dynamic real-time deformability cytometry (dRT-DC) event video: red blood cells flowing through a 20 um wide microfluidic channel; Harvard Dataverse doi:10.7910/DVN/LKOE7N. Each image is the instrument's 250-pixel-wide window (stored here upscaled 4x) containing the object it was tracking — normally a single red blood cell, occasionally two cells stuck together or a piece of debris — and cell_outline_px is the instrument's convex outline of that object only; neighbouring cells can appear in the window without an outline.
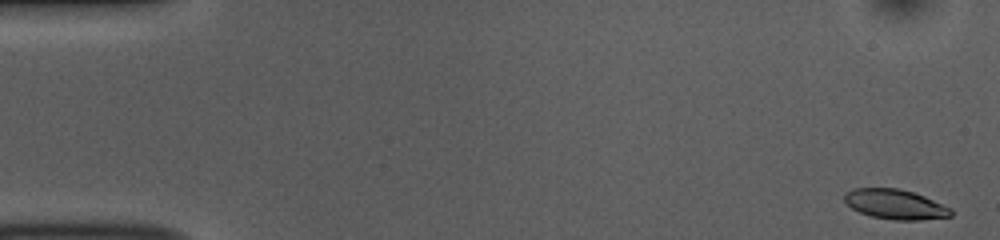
{"species": "common noctule bat (a hibernating species)", "species_latin": "Nyctalus noctula", "temperature_condition": "room temperature", "stored_images_in_passage": 53, "camera_frame_rate_fps": 3000, "um_per_image_px": 0.085, "animal": {"sex": "female", "body_mass_g": 10.0, "forearm_length_mm": 53.1}, "frame": {"image": 1, "passage_image": 1, "time_ms": 0.0, "image_size_px": [1000, 240], "cell_outline_px": [[952, 216], [920, 220], [892, 220], [872, 216], [860, 212], [852, 208], [844, 200], [844, 192], [852, 188], [900, 188], [924, 196], [952, 208]], "centroid_in_image_um": [76.09, 17.36], "position_along_channel_um": 8.9, "area_um2": 18.55}}
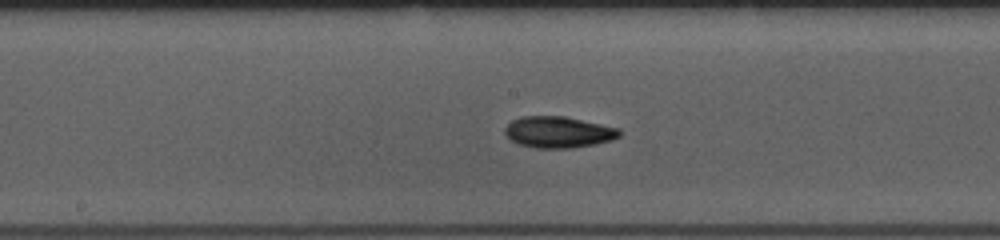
{"frame": {"image": 2, "passage_image": 27, "time_ms": 8.667, "image_size_px": [1000, 240], "cell_outline_px": [[620, 136], [612, 140], [596, 144], [572, 148], [536, 148], [520, 144], [512, 140], [504, 132], [504, 128], [512, 120], [520, 116], [564, 116], [620, 128]], "centroid_in_image_um": [47.48, 11.23], "position_along_channel_um": 200.7, "area_um2": 20.92}}
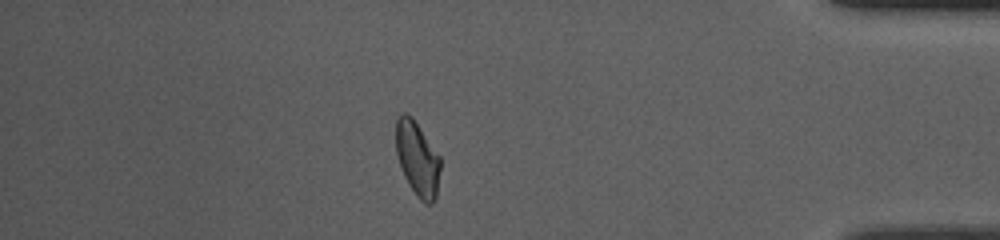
{"frame": {"image": 3, "passage_image": 46, "time_ms": 15.0, "image_size_px": [1000, 240], "cell_outline_px": [[440, 168], [436, 196], [432, 204], [424, 204], [416, 196], [408, 184], [404, 176], [396, 152], [396, 116], [404, 112], [412, 116], [440, 156]], "centroid_in_image_um": [35.47, 13.48], "position_along_channel_um": 399.7, "area_um2": 19.36}, "authors_computed_cell_mechanics": {"area_um2": 19.7676, "velocity_mm_per_s": 3.7333, "shape_relaxation_time_tau1_ms": 5.2912, "shape_relaxation_time_tau2_ms": 4.7312, "deformation_change_tau1": 0.1395, "deformation_change_tau2": 0.1016}}